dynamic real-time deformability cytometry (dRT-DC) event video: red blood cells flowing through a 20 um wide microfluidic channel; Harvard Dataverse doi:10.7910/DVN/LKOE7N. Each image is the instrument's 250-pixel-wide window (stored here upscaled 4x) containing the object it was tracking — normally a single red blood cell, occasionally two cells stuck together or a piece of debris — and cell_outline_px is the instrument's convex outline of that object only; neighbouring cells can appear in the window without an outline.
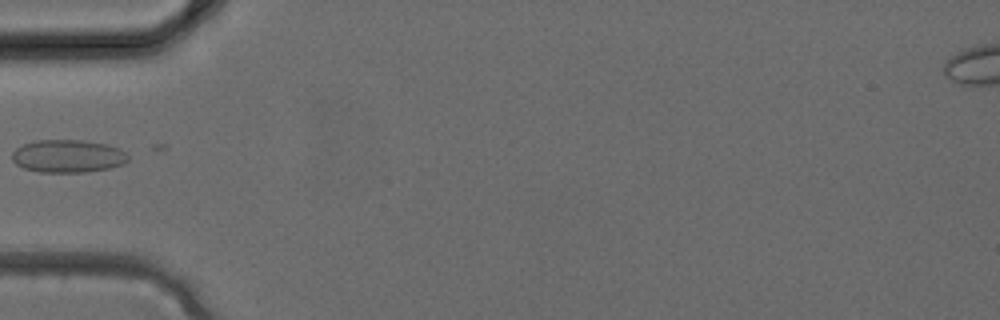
{"species": "common noctule bat (a hibernating species)", "species_latin": "Nyctalus noctula", "temperature_condition": "cold", "stored_images_in_passage": 2, "camera_frame_rate_fps": 3000, "um_per_image_px": 0.085, "animal": {"sex": "female", "body_mass_g": 24.6, "forearm_length_mm": 56.2}, "frame": {"image": 1, "passage_image": 2, "time_ms": 0.333, "image_size_px": [1000, 320], "cell_outline_px": [[128, 160], [124, 164], [108, 168], [84, 172], [40, 172], [24, 168], [16, 164], [12, 160], [12, 152], [16, 148], [24, 144], [36, 140], [84, 140], [104, 144], [120, 148], [128, 156]], "centroid_in_image_um": [5.76, 13.27], "position_along_channel_um": 79.2, "area_um2": 22.14}}